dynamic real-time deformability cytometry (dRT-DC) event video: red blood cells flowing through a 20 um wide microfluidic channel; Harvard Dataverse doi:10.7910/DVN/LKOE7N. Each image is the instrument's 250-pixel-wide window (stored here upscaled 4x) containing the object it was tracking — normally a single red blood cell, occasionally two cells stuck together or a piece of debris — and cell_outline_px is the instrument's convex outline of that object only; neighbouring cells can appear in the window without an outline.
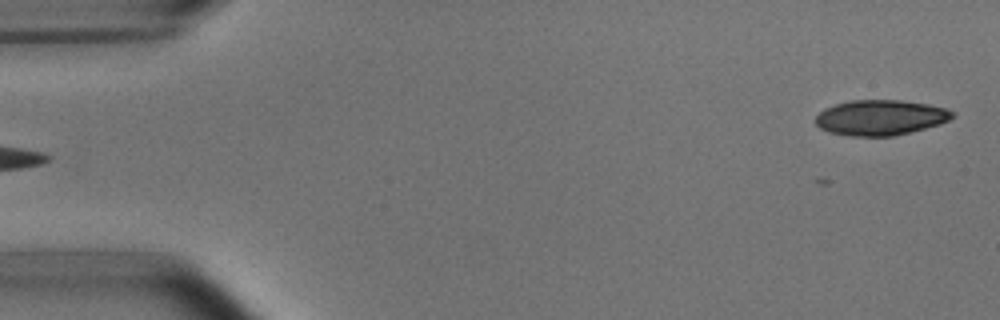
{"species": "common noctule bat (a hibernating species)", "species_latin": "Nyctalus noctula", "temperature_condition": "room temperature", "stored_images_in_passage": 3, "segment_of_instrument_passage": [2, 2], "camera_frame_rate_fps": 3000, "um_per_image_px": 0.085, "animal": {"sex": "male", "body_mass_g": 15.6}, "frame": {"image": 1, "passage_image": 3, "time_ms": 2.333, "image_size_px": [1000, 320], "cell_outline_px": [[956, 116], [940, 124], [892, 136], [848, 136], [828, 132], [820, 128], [816, 124], [816, 116], [824, 108], [836, 104], [852, 100], [900, 100], [928, 104], [944, 108], [952, 112]], "centroid_in_image_um": [74.81, 9.99], "position_along_channel_um": 10.2, "area_um2": 28.03}}